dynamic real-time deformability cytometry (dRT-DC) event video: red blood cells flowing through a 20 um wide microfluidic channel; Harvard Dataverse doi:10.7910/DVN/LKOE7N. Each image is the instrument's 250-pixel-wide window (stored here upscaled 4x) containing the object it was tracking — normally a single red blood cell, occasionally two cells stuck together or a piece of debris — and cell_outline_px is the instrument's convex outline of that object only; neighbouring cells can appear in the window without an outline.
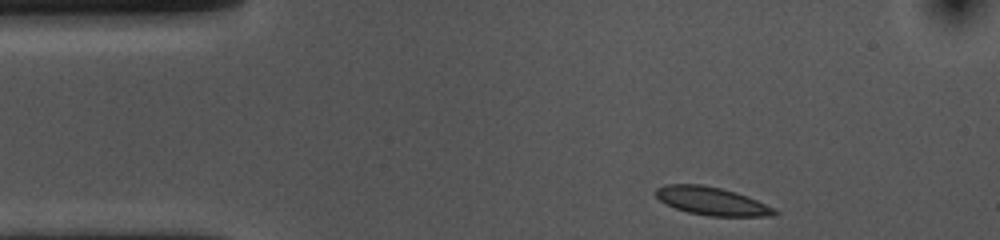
{"species": "common noctule bat (a hibernating species)", "species_latin": "Nyctalus noctula", "temperature_condition": "cold", "stored_images_in_passage": 38, "camera_frame_rate_fps": 3000, "um_per_image_px": 0.085, "animal": {"sex": "female", "body_mass_g": 10.0, "forearm_length_mm": 53.1}, "frame": {"image": 1, "passage_image": 1, "time_ms": 0.0, "image_size_px": [1000, 240], "cell_outline_px": [[780, 212], [772, 216], [708, 216], [688, 212], [676, 208], [660, 200], [656, 196], [656, 188], [664, 184], [700, 184], [720, 188], [736, 192], [748, 196], [776, 208]], "centroid_in_image_um": [60.55, 17.09], "position_along_channel_um": 24.5, "area_um2": 19.48}}
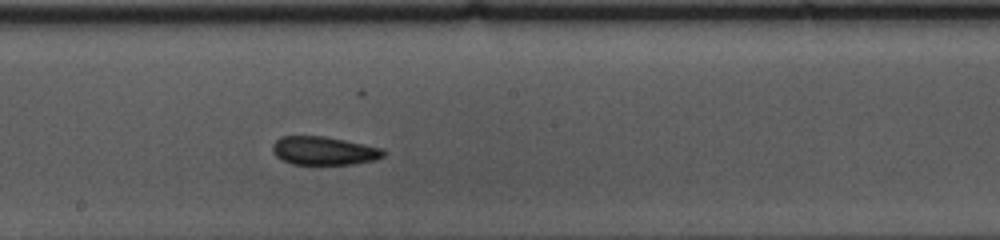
{"frame": {"image": 2, "passage_image": 22, "time_ms": 7.0, "image_size_px": [1000, 240], "cell_outline_px": [[384, 156], [376, 160], [352, 164], [292, 164], [280, 160], [272, 152], [272, 144], [280, 136], [324, 136], [384, 148]], "centroid_in_image_um": [27.51, 12.81], "position_along_channel_um": 220.7, "area_um2": 18.5}}
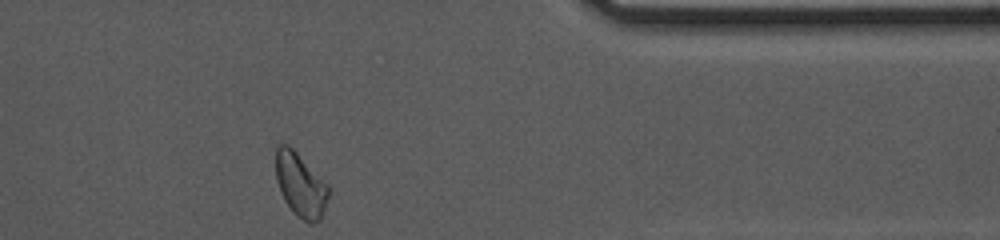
{"frame": {"image": 3, "passage_image": 38, "time_ms": 12.333, "image_size_px": [1000, 240], "cell_outline_px": [[328, 196], [320, 220], [312, 224], [308, 224], [284, 200], [280, 192], [276, 180], [276, 148], [280, 144], [288, 144], [328, 184]], "centroid_in_image_um": [25.53, 15.7], "position_along_channel_um": 385.9, "area_um2": 19.19}, "authors_computed_cell_mechanics": {"area_um2": 18.9873, "velocity_mm_per_s": 3.5216, "shape_relaxation_time_tau1_ms": 9.4299, "shape_relaxation_time_tau2_ms": null, "deformation_change_tau1": 0.1177, "deformation_change_tau2": null}}